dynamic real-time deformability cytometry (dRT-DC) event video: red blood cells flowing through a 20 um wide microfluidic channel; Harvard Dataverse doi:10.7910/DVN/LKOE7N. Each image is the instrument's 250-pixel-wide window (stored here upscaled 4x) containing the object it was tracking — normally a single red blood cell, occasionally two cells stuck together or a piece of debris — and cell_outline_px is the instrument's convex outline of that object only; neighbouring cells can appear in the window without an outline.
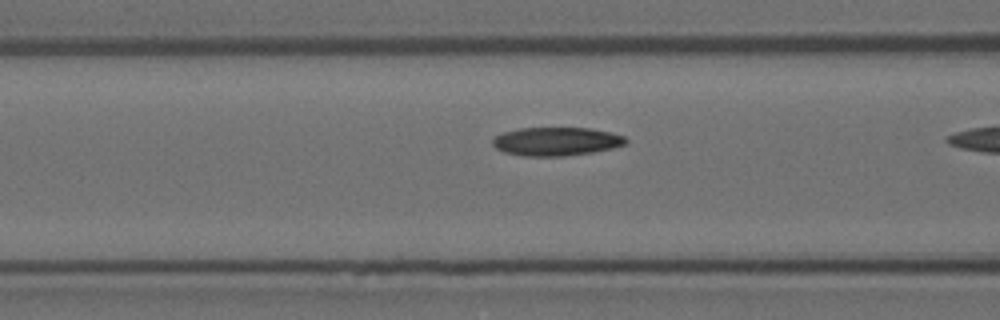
{"species": "Egyptian fruit bat (a non-hibernating species)", "species_latin": "Rousettus aegyptiacus", "temperature_condition": "room temperature", "stored_images_in_passage": 17, "camera_frame_rate_fps": 3000, "um_per_image_px": 0.085, "animal": {"sex": "female"}, "frame": {"image": 1, "passage_image": 12, "time_ms": 3.667, "image_size_px": [1000, 320], "cell_outline_px": [[628, 140], [624, 144], [612, 148], [592, 152], [560, 156], [524, 156], [504, 152], [496, 148], [492, 144], [492, 140], [496, 136], [504, 132], [516, 128], [592, 128], [612, 132], [624, 136]], "centroid_in_image_um": [47.28, 12.01], "position_along_channel_um": 119.3, "area_um2": 22.08}}
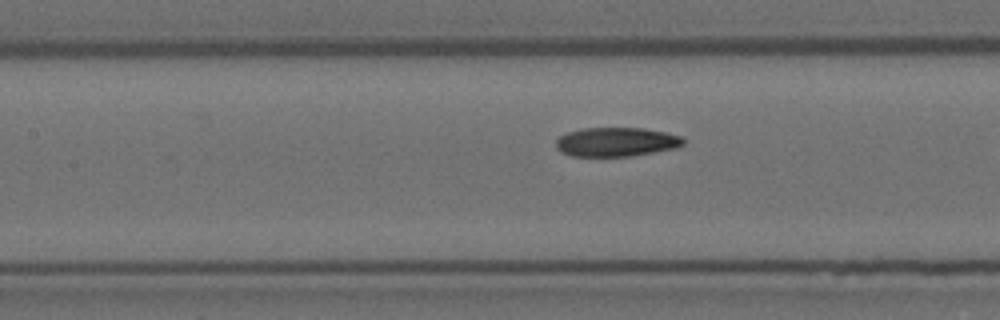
{"frame": {"image": 2, "passage_image": 15, "time_ms": 4.667, "image_size_px": [1000, 320], "cell_outline_px": [[684, 144], [676, 148], [632, 156], [572, 156], [560, 152], [556, 148], [556, 140], [560, 136], [568, 132], [584, 128], [644, 128], [664, 132], [680, 136], [684, 140]], "centroid_in_image_um": [52.37, 12.07], "position_along_channel_um": 155.0, "area_um2": 21.56}}